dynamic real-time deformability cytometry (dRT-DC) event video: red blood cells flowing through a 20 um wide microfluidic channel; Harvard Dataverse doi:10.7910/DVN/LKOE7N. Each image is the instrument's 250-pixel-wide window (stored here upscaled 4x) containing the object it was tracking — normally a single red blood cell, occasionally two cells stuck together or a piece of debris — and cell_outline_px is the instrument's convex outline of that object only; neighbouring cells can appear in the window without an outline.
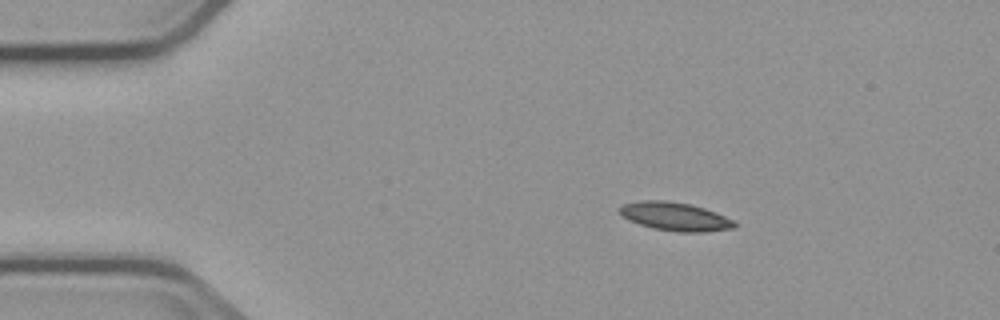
{"species": "common noctule bat (a hibernating species)", "species_latin": "Nyctalus noctula", "temperature_condition": "cold", "stored_images_in_passage": 5, "camera_frame_rate_fps": 3000, "um_per_image_px": 0.085, "animal": {"sex": "male", "body_mass_g": 23.1, "forearm_length_mm": 52.7}, "frame": {"image": 1, "passage_image": 3, "time_ms": 2.333, "image_size_px": [1000, 320], "cell_outline_px": [[736, 228], [704, 232], [680, 232], [652, 228], [628, 220], [620, 216], [620, 204], [640, 200], [664, 200], [692, 204], [716, 212], [732, 220], [736, 224]], "centroid_in_image_um": [57.35, 18.39], "position_along_channel_um": 27.7, "area_um2": 19.19}}